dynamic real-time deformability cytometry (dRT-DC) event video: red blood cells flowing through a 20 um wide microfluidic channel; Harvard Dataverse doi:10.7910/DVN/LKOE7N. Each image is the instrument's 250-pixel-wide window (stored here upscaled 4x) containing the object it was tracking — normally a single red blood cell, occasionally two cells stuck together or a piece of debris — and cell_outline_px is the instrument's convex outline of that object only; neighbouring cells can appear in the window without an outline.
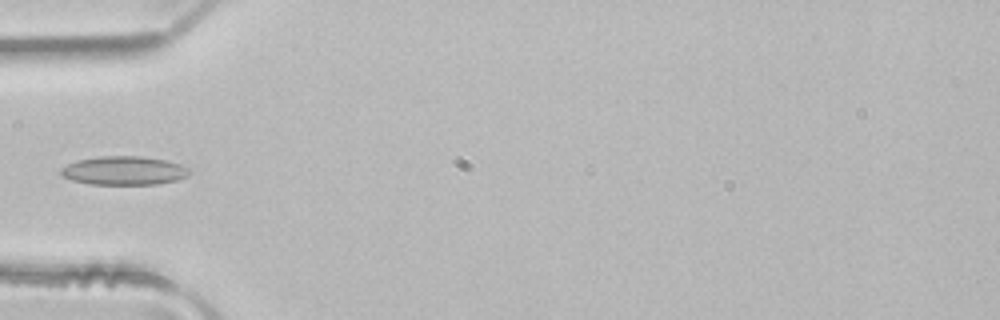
{"species": "common noctule bat (a hibernating species)", "species_latin": "Nyctalus noctula", "temperature_condition": "room temperature", "stored_images_in_passage": 4, "camera_frame_rate_fps": 3000, "um_per_image_px": 0.085, "animal": {"sex": "male", "body_mass_g": 21.5, "forearm_length_mm": 52.0}, "frame": {"image": 1, "passage_image": 4, "time_ms": 1.0, "image_size_px": [1000, 320], "cell_outline_px": [[192, 172], [188, 176], [176, 180], [156, 184], [88, 184], [72, 180], [60, 176], [60, 168], [76, 160], [100, 156], [140, 156], [168, 160], [180, 164], [188, 168]], "centroid_in_image_um": [10.53, 14.5], "position_along_channel_um": 74.5, "area_um2": 21.68}}